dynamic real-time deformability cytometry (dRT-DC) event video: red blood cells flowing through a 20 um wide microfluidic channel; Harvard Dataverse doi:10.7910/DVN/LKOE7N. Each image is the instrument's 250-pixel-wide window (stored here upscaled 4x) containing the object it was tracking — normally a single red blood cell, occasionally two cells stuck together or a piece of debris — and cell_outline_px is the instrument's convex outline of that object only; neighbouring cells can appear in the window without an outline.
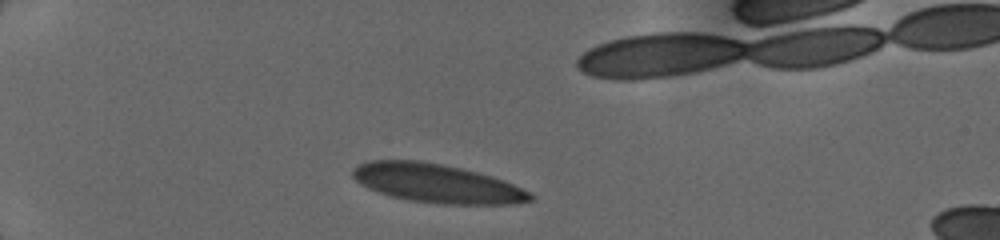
{"species": "human", "species_latin": "Homo sapiens", "temperature_condition": "cold", "stored_images_in_passage": 29, "camera_frame_rate_fps": 3000, "um_per_image_px": 0.085, "donor": {"sex": "female"}, "frame": {"image": 1, "passage_image": 1, "time_ms": 0.0, "image_size_px": [1000, 240], "cell_outline_px": [[536, 196], [532, 200], [512, 204], [440, 204], [408, 200], [392, 196], [368, 188], [360, 184], [352, 176], [352, 168], [356, 164], [368, 160], [420, 160], [444, 164], [492, 176], [504, 180]], "centroid_in_image_um": [37.09, 15.57], "position_along_channel_um": 47.9, "area_um2": 40.17}}
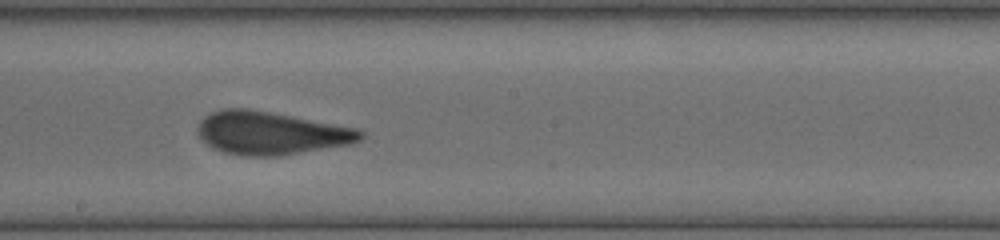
{"frame": {"image": 2, "passage_image": 19, "time_ms": 5.333, "image_size_px": [1000, 240], "cell_outline_px": [[364, 136], [360, 140], [352, 144], [280, 156], [244, 156], [224, 152], [212, 148], [196, 132], [196, 128], [200, 120], [204, 116], [212, 112], [224, 108], [248, 108], [360, 128], [364, 132]], "centroid_in_image_um": [23.05, 11.31], "position_along_channel_um": 225.2, "area_um2": 41.15}}
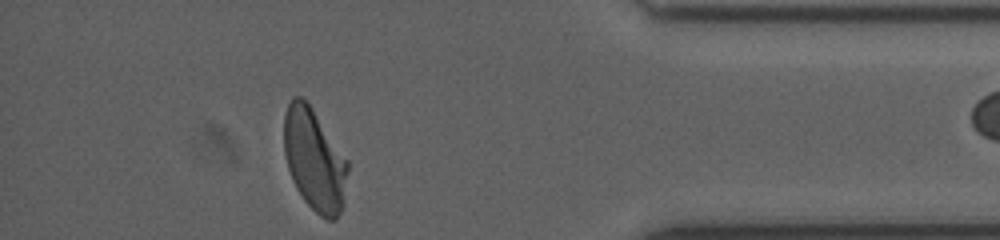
{"frame": {"image": 3, "passage_image": 28, "time_ms": 10.333, "image_size_px": [1000, 240], "cell_outline_px": [[348, 168], [344, 204], [336, 220], [328, 220], [320, 216], [304, 200], [296, 188], [292, 180], [288, 168], [284, 152], [284, 116], [288, 104], [292, 96], [300, 96], [312, 108], [348, 160]], "centroid_in_image_um": [26.73, 13.6], "position_along_channel_um": 408.5, "area_um2": 37.86}}